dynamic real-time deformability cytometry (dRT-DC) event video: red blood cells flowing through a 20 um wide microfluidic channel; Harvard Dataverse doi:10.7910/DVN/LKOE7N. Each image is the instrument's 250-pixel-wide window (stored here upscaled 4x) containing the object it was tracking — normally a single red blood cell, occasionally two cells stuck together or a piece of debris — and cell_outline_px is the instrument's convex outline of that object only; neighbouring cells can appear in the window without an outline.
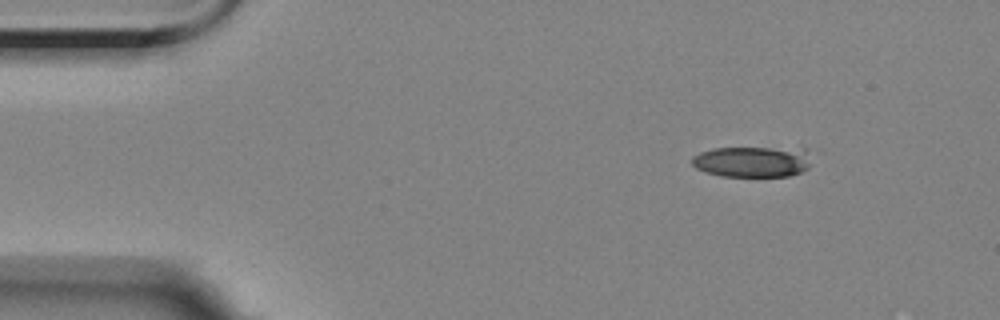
{"species": "Egyptian fruit bat (a non-hibernating species)", "species_latin": "Rousettus aegyptiacus", "temperature_condition": "room temperature", "stored_images_in_passage": 4, "camera_frame_rate_fps": 3000, "um_per_image_px": 0.085, "animal": {"sex": "female"}, "frame": {"image": 1, "passage_image": 1, "time_ms": 0.0, "image_size_px": [1000, 320], "cell_outline_px": [[824, 152], [808, 168], [800, 172], [788, 176], [720, 176], [704, 172], [696, 168], [692, 164], [692, 156], [700, 152], [712, 148], [820, 148]], "centroid_in_image_um": [64.23, 13.7], "position_along_channel_um": 20.8, "area_um2": 22.89}}
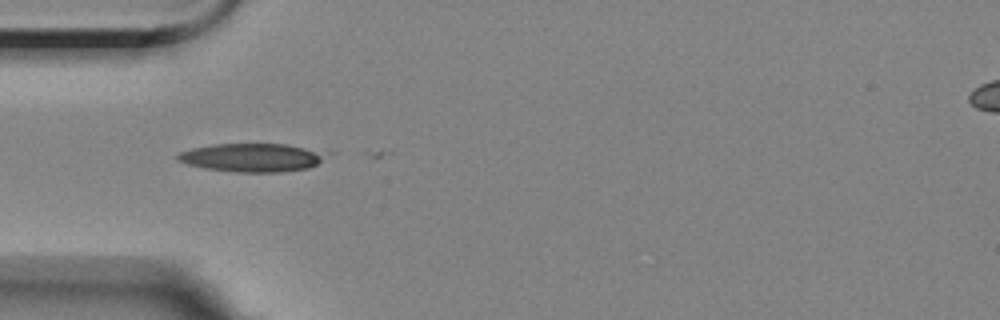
{"frame": {"image": 2, "passage_image": 3, "time_ms": 3.333, "image_size_px": [1000, 320], "cell_outline_px": [[336, 152], [316, 164], [308, 168], [280, 172], [236, 172], [204, 168], [188, 164], [176, 160], [176, 156], [180, 152], [192, 148], [212, 144], [288, 144]], "centroid_in_image_um": [21.53, 13.38], "position_along_channel_um": 63.5, "area_um2": 25.09}}
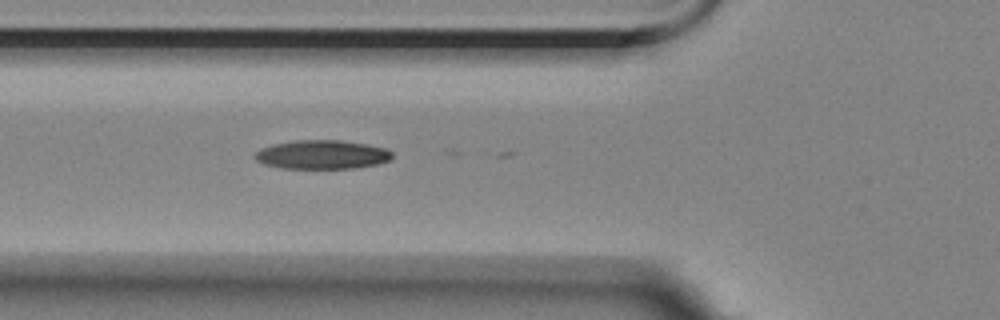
{"frame": {"image": 3, "passage_image": 4, "time_ms": 4.333, "image_size_px": [1000, 320], "cell_outline_px": [[392, 160], [380, 164], [356, 168], [280, 168], [264, 164], [256, 160], [252, 156], [260, 148], [272, 144], [296, 140], [340, 140], [368, 144], [384, 148], [392, 152]], "centroid_in_image_um": [27.38, 13.14], "position_along_channel_um": 98.4, "area_um2": 23.35}}